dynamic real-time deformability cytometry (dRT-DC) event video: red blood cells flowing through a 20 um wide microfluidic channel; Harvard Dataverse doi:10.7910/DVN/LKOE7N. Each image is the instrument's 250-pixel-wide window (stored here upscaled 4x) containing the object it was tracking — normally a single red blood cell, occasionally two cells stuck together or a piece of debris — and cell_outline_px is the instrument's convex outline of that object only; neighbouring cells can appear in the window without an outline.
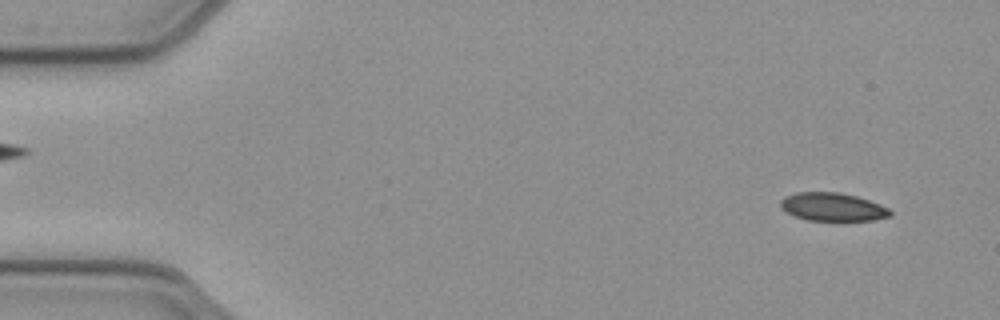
{"species": "common noctule bat (a hibernating species)", "species_latin": "Nyctalus noctula", "temperature_condition": "cold", "stored_images_in_passage": 51, "camera_frame_rate_fps": 3000, "um_per_image_px": 0.085, "animal": {"sex": "female", "body_mass_g": 21.9}, "frame": {"image": 1, "passage_image": 3, "time_ms": 0.667, "image_size_px": [1000, 320], "cell_outline_px": [[892, 216], [872, 220], [808, 220], [796, 216], [780, 208], [780, 200], [784, 196], [796, 192], [840, 192], [856, 196], [880, 204], [888, 208], [892, 212]], "centroid_in_image_um": [70.77, 17.58], "position_along_channel_um": 14.2, "area_um2": 17.98}}
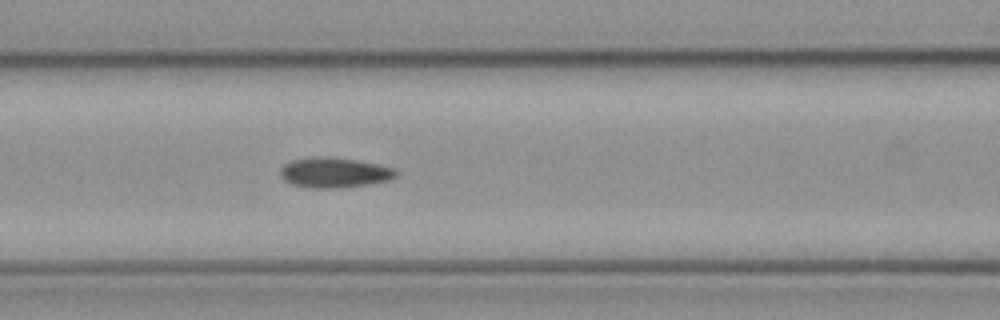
{"frame": {"image": 2, "passage_image": 21, "time_ms": 6.667, "image_size_px": [1000, 320], "cell_outline_px": [[396, 176], [388, 180], [368, 184], [336, 188], [308, 188], [292, 184], [284, 180], [280, 176], [280, 168], [284, 164], [292, 160], [316, 156], [332, 156], [380, 164], [396, 168]], "centroid_in_image_um": [28.4, 14.66], "position_along_channel_um": 138.2, "area_um2": 20.52}}
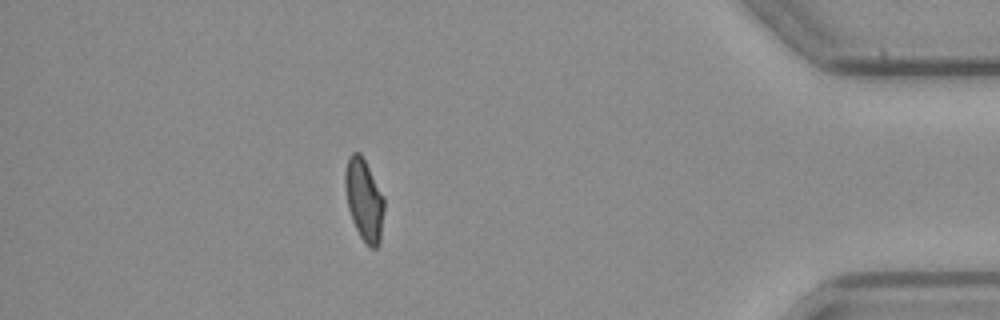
{"frame": {"image": 3, "passage_image": 45, "time_ms": 14.667, "image_size_px": [1000, 320], "cell_outline_px": [[384, 208], [380, 244], [376, 248], [368, 248], [360, 236], [352, 220], [348, 208], [344, 184], [344, 172], [348, 156], [352, 152], [360, 152], [384, 196]], "centroid_in_image_um": [30.94, 16.99], "position_along_channel_um": 404.3, "area_um2": 18.84}, "authors_computed_cell_mechanics": {"area_um2": 19.3052, "velocity_mm_per_s": 3.9325, "shape_relaxation_time_tau1_ms": null, "shape_relaxation_time_tau2_ms": 3.9742, "deformation_change_tau1": null, "deformation_change_tau2": 0.072}}